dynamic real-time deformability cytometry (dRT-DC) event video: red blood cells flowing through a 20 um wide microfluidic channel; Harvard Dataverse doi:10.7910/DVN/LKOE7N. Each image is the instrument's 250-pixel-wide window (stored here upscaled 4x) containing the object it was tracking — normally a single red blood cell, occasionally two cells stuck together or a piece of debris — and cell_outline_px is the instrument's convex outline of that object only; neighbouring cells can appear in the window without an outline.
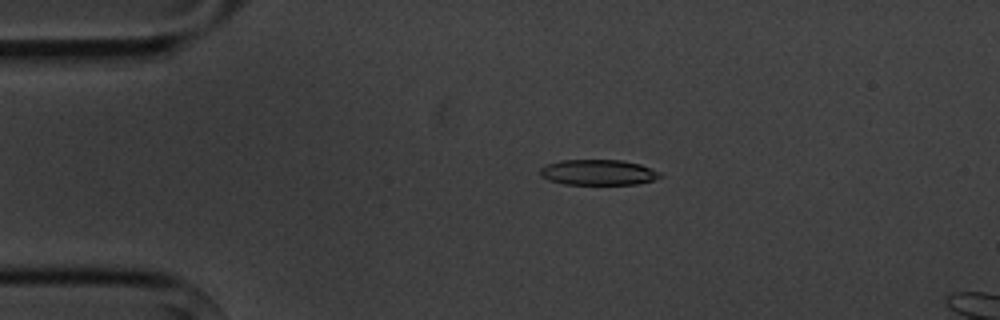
{"species": "common noctule bat (a hibernating species)", "species_latin": "Nyctalus noctula", "temperature_condition": "cold", "stored_images_in_passage": 5, "segment_of_instrument_passage": [1, 2], "camera_frame_rate_fps": 3000, "um_per_image_px": 0.085, "animal": {"sex": "male", "body_mass_g": 20.1, "forearm_length_mm": 53.5}, "frame": {"image": 1, "passage_image": 3, "time_ms": 2.333, "image_size_px": [1000, 320], "cell_outline_px": [[664, 176], [652, 180], [636, 184], [564, 184], [548, 180], [540, 176], [540, 168], [548, 164], [560, 160], [620, 160], [640, 164], [660, 172]], "centroid_in_image_um": [50.84, 14.65], "position_along_channel_um": 34.2, "area_um2": 17.8}}